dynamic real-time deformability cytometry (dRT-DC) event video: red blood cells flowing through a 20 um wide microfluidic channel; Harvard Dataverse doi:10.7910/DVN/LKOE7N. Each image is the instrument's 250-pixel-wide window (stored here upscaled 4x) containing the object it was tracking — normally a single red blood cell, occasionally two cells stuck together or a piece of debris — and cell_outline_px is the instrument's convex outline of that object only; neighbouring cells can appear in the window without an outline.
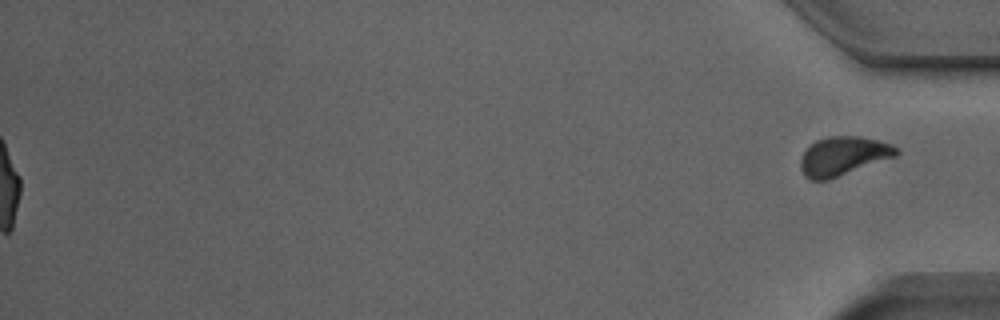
{"species": "Egyptian fruit bat (a non-hibernating species)", "species_latin": "Rousettus aegyptiacus", "temperature_condition": "room temperature", "stored_images_in_passage": 52, "segment_of_instrument_passage": [2, 2], "camera_frame_rate_fps": 3000, "um_per_image_px": 0.085, "animal": {"sex": "male"}, "frame": {"image": 1, "passage_image": 52, "time_ms": 17.0, "image_size_px": [1000, 320], "cell_outline_px": [[900, 152], [896, 156], [828, 180], [808, 180], [804, 176], [800, 168], [800, 160], [804, 152], [816, 140], [828, 136], [860, 136], [880, 140], [892, 144], [900, 148]], "centroid_in_image_um": [71.69, 13.26], "position_along_channel_um": 363.5, "area_um2": 21.85}}